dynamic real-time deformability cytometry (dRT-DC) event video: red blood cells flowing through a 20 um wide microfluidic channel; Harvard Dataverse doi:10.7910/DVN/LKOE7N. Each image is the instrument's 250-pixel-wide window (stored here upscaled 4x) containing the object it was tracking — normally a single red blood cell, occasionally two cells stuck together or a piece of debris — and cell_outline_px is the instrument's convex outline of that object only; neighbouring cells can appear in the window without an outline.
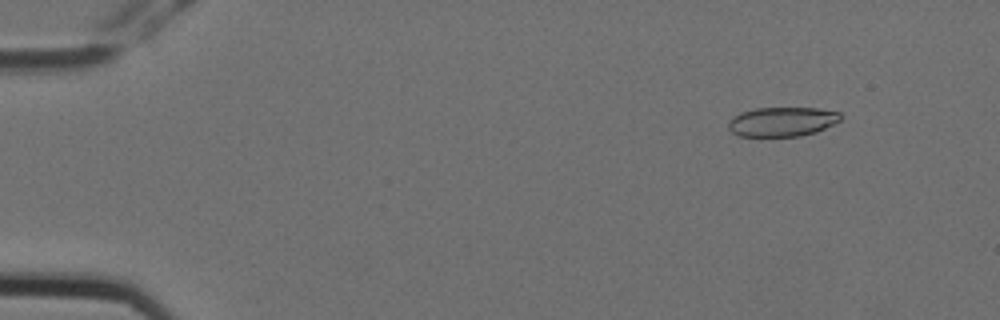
{"species": "Egyptian fruit bat (a non-hibernating species)", "species_latin": "Rousettus aegyptiacus", "temperature_condition": "cold", "stored_images_in_passage": 5, "camera_frame_rate_fps": 3000, "um_per_image_px": 0.085, "animal": {"sex": "female"}, "frame": {"image": 1, "passage_image": 2, "time_ms": 0.333, "image_size_px": [1000, 320], "cell_outline_px": [[840, 120], [816, 132], [800, 136], [740, 136], [732, 132], [728, 128], [728, 124], [732, 116], [740, 112], [756, 108], [820, 108], [840, 112]], "centroid_in_image_um": [66.46, 10.34], "position_along_channel_um": 18.5, "area_um2": 19.19}}
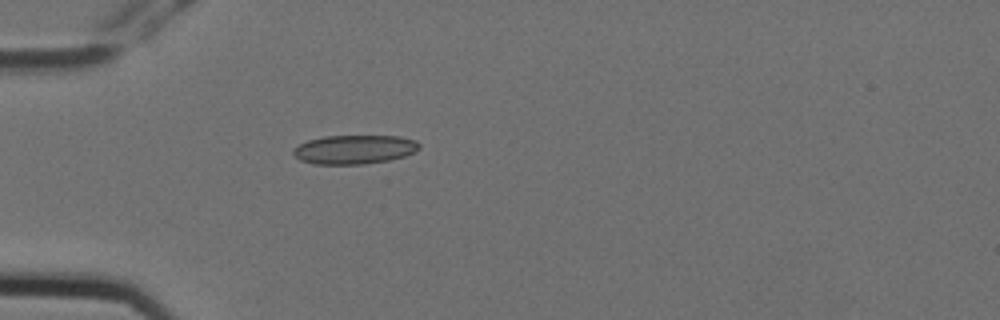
{"frame": {"image": 2, "passage_image": 5, "time_ms": 1.333, "image_size_px": [1000, 320], "cell_outline_px": [[420, 148], [404, 156], [388, 160], [364, 164], [312, 164], [300, 160], [292, 152], [300, 144], [308, 140], [324, 136], [400, 136], [416, 140], [420, 144]], "centroid_in_image_um": [30.13, 12.7], "position_along_channel_um": 54.9, "area_um2": 21.15}}